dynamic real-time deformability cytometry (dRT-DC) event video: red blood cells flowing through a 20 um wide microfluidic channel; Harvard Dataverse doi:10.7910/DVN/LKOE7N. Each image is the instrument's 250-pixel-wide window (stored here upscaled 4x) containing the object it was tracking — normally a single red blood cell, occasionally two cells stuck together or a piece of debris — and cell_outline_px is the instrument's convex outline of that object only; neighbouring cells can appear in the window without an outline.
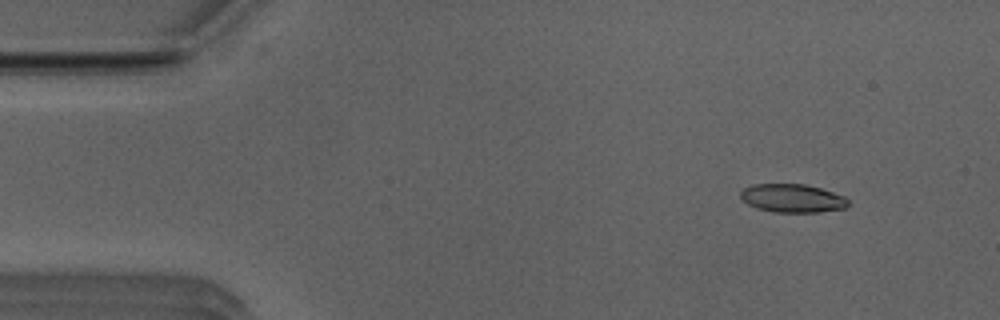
{"species": "Egyptian fruit bat (a non-hibernating species)", "species_latin": "Rousettus aegyptiacus", "temperature_condition": "room temperature", "stored_images_in_passage": 49, "camera_frame_rate_fps": 3000, "um_per_image_px": 0.085, "animal": {"sex": "male"}, "frame": {"image": 1, "passage_image": 3, "time_ms": 0.667, "image_size_px": [1000, 320], "cell_outline_px": [[848, 204], [844, 208], [820, 212], [772, 212], [756, 208], [740, 200], [740, 192], [744, 188], [752, 184], [804, 184], [820, 188], [844, 196], [848, 200]], "centroid_in_image_um": [67.3, 16.85], "position_along_channel_um": 17.7, "area_um2": 17.86}}
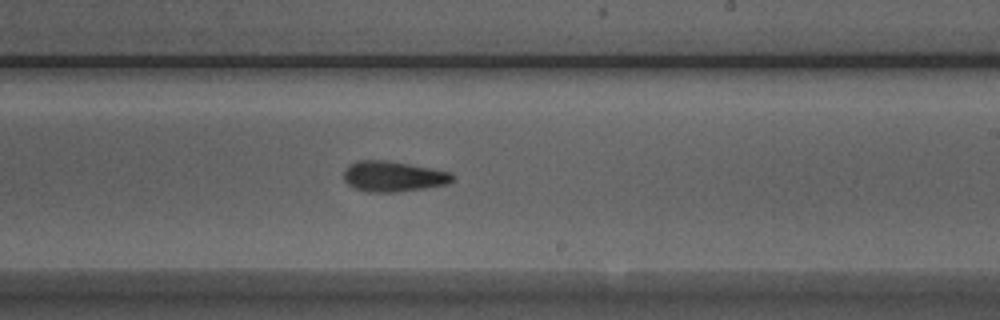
{"frame": {"image": 2, "passage_image": 28, "time_ms": 9.0, "image_size_px": [1000, 320], "cell_outline_px": [[452, 180], [448, 184], [424, 188], [396, 192], [368, 192], [356, 188], [348, 184], [344, 180], [344, 172], [348, 164], [356, 160], [384, 160], [408, 164], [452, 172]], "centroid_in_image_um": [33.39, 14.99], "position_along_channel_um": 255.6, "area_um2": 19.19}}
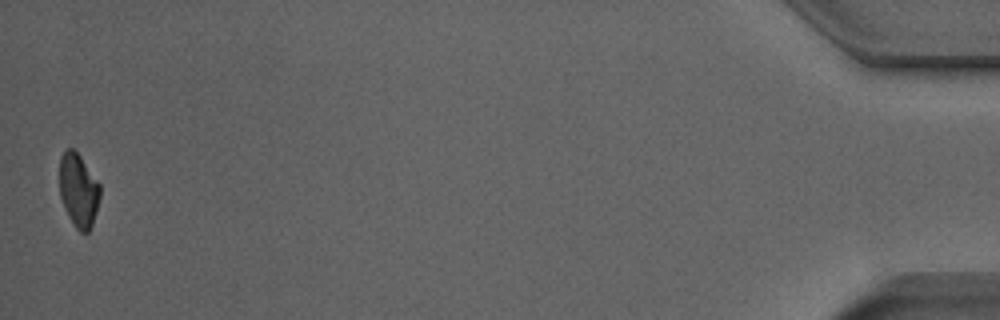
{"frame": {"image": 3, "passage_image": 49, "time_ms": 16.0, "image_size_px": [1000, 320], "cell_outline_px": [[100, 196], [92, 224], [88, 232], [80, 232], [76, 228], [68, 216], [64, 208], [60, 196], [60, 156], [68, 148], [72, 148], [80, 156], [100, 184]], "centroid_in_image_um": [6.66, 16.17], "position_along_channel_um": 428.5, "area_um2": 17.17}, "authors_computed_cell_mechanics": {"area_um2": 18.8428, "velocity_mm_per_s": 3.9211, "shape_relaxation_time_tau1_ms": 11.1534, "shape_relaxation_time_tau2_ms": 7.159, "deformation_change_tau1": 0.2293, "deformation_change_tau2": 0.1732}}